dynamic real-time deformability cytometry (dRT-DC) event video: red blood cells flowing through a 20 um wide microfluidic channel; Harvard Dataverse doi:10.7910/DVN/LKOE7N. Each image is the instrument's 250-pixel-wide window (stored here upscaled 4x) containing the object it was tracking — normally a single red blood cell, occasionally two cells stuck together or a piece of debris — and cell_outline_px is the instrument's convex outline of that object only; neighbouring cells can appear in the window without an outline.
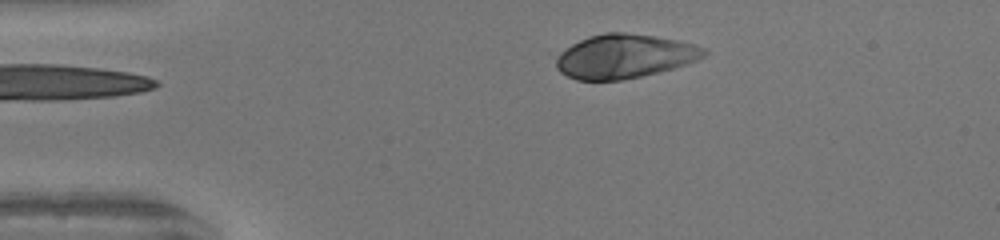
{"species": "human", "species_latin": "Homo sapiens", "temperature_condition": "warm", "stored_images_in_passage": 34, "camera_frame_rate_fps": 3000, "um_per_image_px": 0.085, "donor": {"sex": "female"}, "frame": {"image": 1, "passage_image": 1, "time_ms": 0.0, "image_size_px": [1000, 240], "cell_outline_px": [[708, 52], [704, 56], [696, 60], [672, 68], [640, 76], [620, 80], [576, 80], [560, 72], [556, 68], [556, 56], [560, 52], [572, 44], [588, 36], [604, 32], [624, 32], [652, 36], [676, 40], [692, 44], [704, 48]], "centroid_in_image_um": [53.02, 4.78], "position_along_channel_um": 32.0, "area_um2": 37.51}}
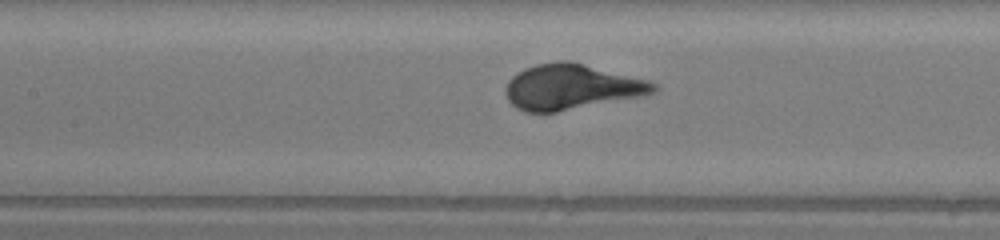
{"frame": {"image": 2, "passage_image": 14, "time_ms": 4.333, "image_size_px": [1000, 240], "cell_outline_px": [[660, 88], [656, 92], [640, 96], [556, 112], [524, 112], [516, 108], [508, 100], [504, 88], [508, 80], [516, 72], [524, 68], [536, 64], [560, 60], [568, 60], [648, 80], [660, 84]], "centroid_in_image_um": [48.55, 7.38], "position_along_channel_um": 158.8, "area_um2": 39.19}}
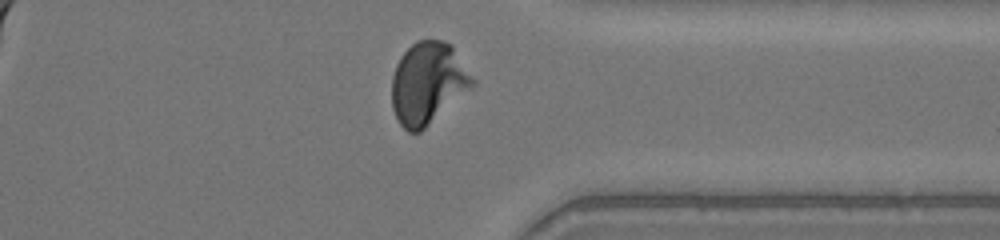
{"frame": {"image": 3, "passage_image": 30, "time_ms": 9.667, "image_size_px": [1000, 240], "cell_outline_px": [[476, 84], [420, 132], [408, 132], [400, 124], [392, 108], [392, 76], [396, 64], [400, 56], [416, 40], [444, 40], [452, 44], [476, 80]], "centroid_in_image_um": [36.38, 7.04], "position_along_channel_um": 375.0, "area_um2": 38.67}}